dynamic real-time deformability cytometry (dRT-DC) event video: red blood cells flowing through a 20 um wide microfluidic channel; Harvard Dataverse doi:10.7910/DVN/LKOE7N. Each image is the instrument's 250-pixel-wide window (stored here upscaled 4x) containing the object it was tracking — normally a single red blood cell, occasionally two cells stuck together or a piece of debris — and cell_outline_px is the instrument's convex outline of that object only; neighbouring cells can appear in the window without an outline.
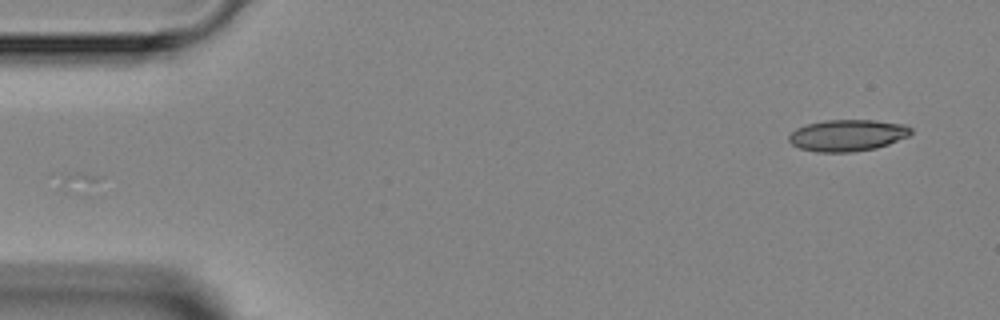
{"species": "Egyptian fruit bat (a non-hibernating species)", "species_latin": "Rousettus aegyptiacus", "temperature_condition": "room temperature", "stored_images_in_passage": 3, "camera_frame_rate_fps": 3000, "um_per_image_px": 0.085, "animal": {"sex": "female"}, "frame": {"image": 1, "passage_image": 3, "time_ms": 2.333, "image_size_px": [1000, 320], "cell_outline_px": [[912, 132], [908, 136], [888, 144], [876, 148], [852, 152], [816, 152], [800, 148], [792, 144], [788, 140], [788, 136], [796, 128], [808, 124], [824, 120], [872, 120], [904, 124], [912, 128]], "centroid_in_image_um": [72.03, 11.5], "position_along_channel_um": 13.0, "area_um2": 22.43}}